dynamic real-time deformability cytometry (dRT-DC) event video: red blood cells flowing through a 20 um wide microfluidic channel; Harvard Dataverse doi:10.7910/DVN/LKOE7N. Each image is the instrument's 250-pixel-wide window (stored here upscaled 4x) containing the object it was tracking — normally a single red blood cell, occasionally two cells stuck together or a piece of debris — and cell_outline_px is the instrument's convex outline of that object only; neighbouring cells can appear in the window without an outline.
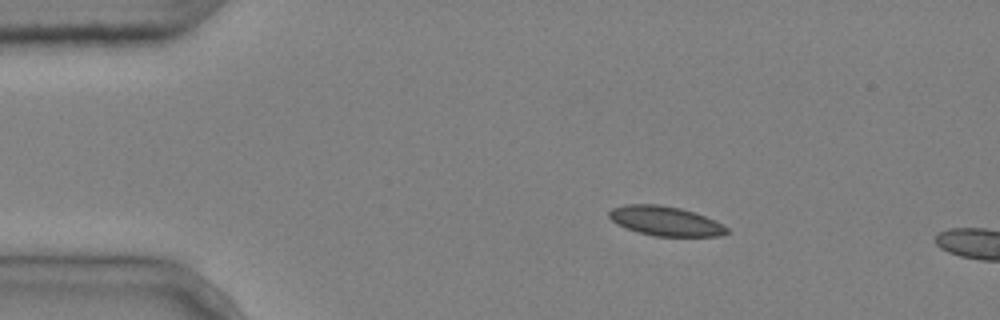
{"species": "common noctule bat (a hibernating species)", "species_latin": "Nyctalus noctula", "temperature_condition": "cold", "stored_images_in_passage": 2, "camera_frame_rate_fps": 3000, "um_per_image_px": 0.085, "animal": {"sex": "male", "body_mass_g": 20.4}, "frame": {"image": 1, "passage_image": 1, "time_ms": 0.0, "image_size_px": [1000, 320], "cell_outline_px": [[728, 232], [720, 236], [656, 236], [640, 232], [616, 224], [608, 216], [608, 212], [612, 208], [624, 204], [660, 204], [680, 208], [704, 216], [728, 228]], "centroid_in_image_um": [56.51, 18.77], "position_along_channel_um": 28.5, "area_um2": 19.94}}